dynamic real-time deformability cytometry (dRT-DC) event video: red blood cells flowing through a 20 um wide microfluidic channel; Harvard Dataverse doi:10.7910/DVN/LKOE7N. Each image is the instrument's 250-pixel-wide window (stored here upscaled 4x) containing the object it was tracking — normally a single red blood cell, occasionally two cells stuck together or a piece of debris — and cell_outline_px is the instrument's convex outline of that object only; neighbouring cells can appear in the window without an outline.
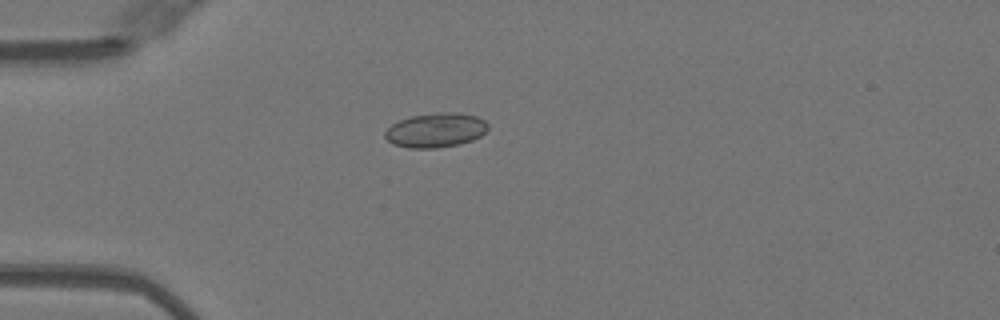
{"species": "Egyptian fruit bat (a non-hibernating species)", "species_latin": "Rousettus aegyptiacus", "temperature_condition": "warm", "stored_images_in_passage": 37, "camera_frame_rate_fps": 3000, "um_per_image_px": 0.085, "animal": {"sex": "female"}, "frame": {"image": 1, "passage_image": 1, "time_ms": 0.0, "image_size_px": [1000, 320], "cell_outline_px": [[488, 128], [480, 136], [472, 140], [460, 144], [436, 148], [408, 148], [392, 144], [384, 136], [384, 132], [392, 124], [400, 120], [412, 116], [440, 112], [456, 112], [476, 116], [484, 120], [488, 124]], "centroid_in_image_um": [37.03, 11.07], "position_along_channel_um": 48.0, "area_um2": 20.63}}
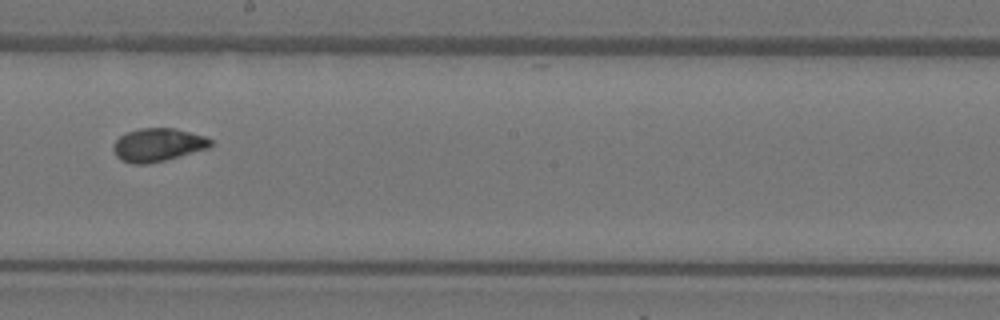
{"frame": {"image": 2, "passage_image": 16, "time_ms": 5.0, "image_size_px": [1000, 320], "cell_outline_px": [[212, 144], [208, 148], [164, 160], [148, 164], [132, 164], [120, 160], [116, 156], [112, 148], [116, 140], [120, 136], [128, 132], [140, 128], [172, 128], [204, 136], [212, 140]], "centroid_in_image_um": [13.38, 12.32], "position_along_channel_um": 234.8, "area_um2": 18.61}}
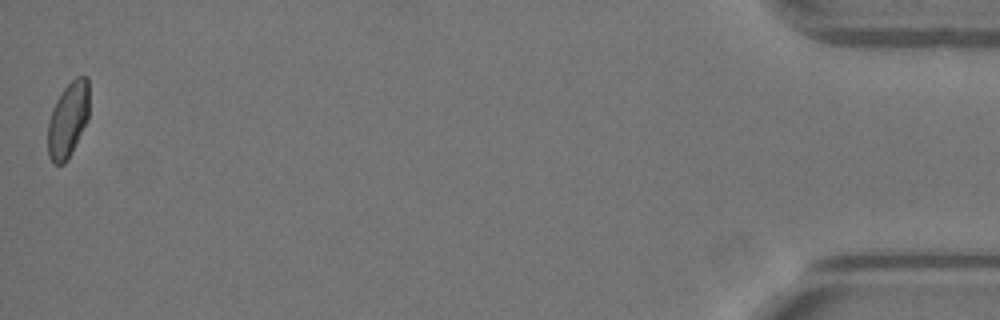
{"frame": {"image": 3, "passage_image": 37, "time_ms": 12.0, "image_size_px": [1000, 320], "cell_outline_px": [[88, 120], [64, 164], [56, 164], [48, 156], [48, 120], [52, 108], [60, 92], [76, 76], [88, 76]], "centroid_in_image_um": [5.77, 10.13], "position_along_channel_um": 429.4, "area_um2": 17.98}, "authors_computed_cell_mechanics": {"area_um2": 18.6116, "velocity_mm_per_s": 4.0895, "shape_relaxation_time_tau1_ms": 5.184, "shape_relaxation_time_tau2_ms": null, "deformation_change_tau1": 0.1243, "deformation_change_tau2": null}}